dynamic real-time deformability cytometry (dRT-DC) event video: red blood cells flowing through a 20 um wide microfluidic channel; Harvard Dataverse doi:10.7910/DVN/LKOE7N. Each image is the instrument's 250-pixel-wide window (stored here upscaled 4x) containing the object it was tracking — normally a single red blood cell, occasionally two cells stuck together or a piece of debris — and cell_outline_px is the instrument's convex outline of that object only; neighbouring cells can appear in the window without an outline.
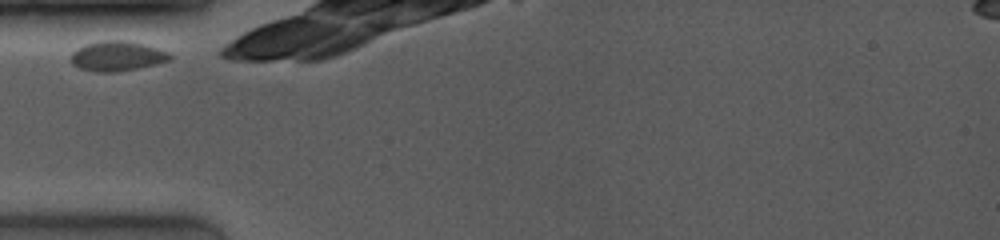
{"species": "common noctule bat (a hibernating species)", "species_latin": "Nyctalus noctula", "temperature_condition": "room temperature", "stored_images_in_passage": 8, "camera_frame_rate_fps": 4000, "um_per_image_px": 0.085, "animal": {"sex": "female", "body_mass_g": 19.0, "forearm_length_mm": 53.3}, "frame": {"image": 1, "passage_image": 1, "time_ms": 0.0, "image_size_px": [1000, 240], "cell_outline_px": [[172, 56], [168, 60], [156, 64], [116, 72], [96, 72], [80, 68], [72, 64], [72, 52], [76, 48], [84, 44], [100, 40], [124, 40], [144, 44], [168, 52]], "centroid_in_image_um": [9.92, 4.75], "position_along_channel_um": 75.1, "area_um2": 17.17}}